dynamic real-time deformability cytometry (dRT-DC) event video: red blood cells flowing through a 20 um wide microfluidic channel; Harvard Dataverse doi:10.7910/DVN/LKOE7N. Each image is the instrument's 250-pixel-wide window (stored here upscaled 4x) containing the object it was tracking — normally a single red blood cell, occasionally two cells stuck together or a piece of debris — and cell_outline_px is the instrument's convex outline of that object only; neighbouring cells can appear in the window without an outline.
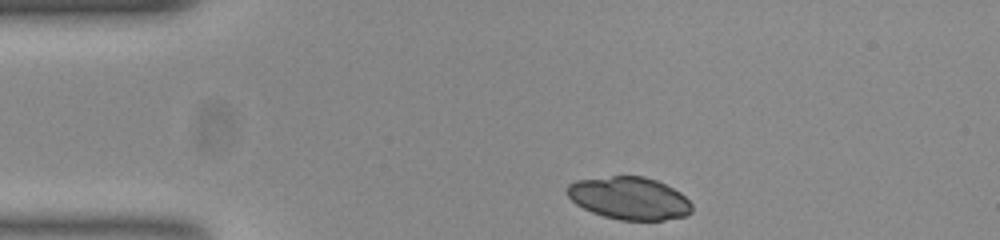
{"species": "common noctule bat (a hibernating species)", "species_latin": "Nyctalus noctula", "temperature_condition": "room temperature", "stored_images_in_passage": 35, "camera_frame_rate_fps": 3000, "um_per_image_px": 0.085, "animal": {"sex": "female", "body_mass_g": 23.0, "forearm_length_mm": 53.4}, "frame": {"image": 1, "passage_image": 1, "time_ms": 0.0, "image_size_px": [1000, 240], "cell_outline_px": [[692, 212], [684, 216], [664, 220], [620, 220], [604, 216], [592, 212], [576, 204], [568, 196], [568, 184], [576, 180], [612, 176], [644, 176], [656, 180], [680, 192], [692, 204]], "centroid_in_image_um": [53.5, 16.85], "position_along_channel_um": 31.5, "area_um2": 30.81}}
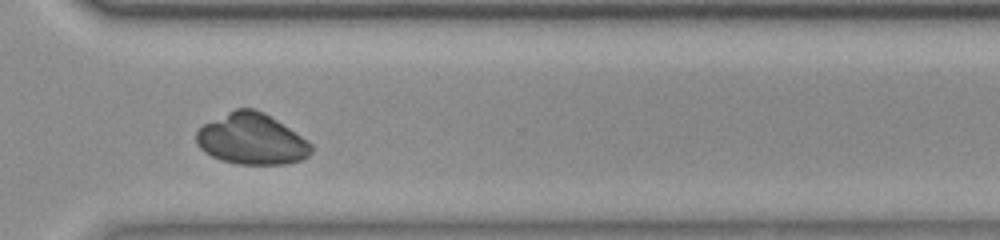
{"frame": {"image": 2, "passage_image": 30, "time_ms": 9.667, "image_size_px": [1000, 240], "cell_outline_px": [[312, 152], [308, 156], [300, 160], [284, 164], [236, 164], [220, 160], [212, 156], [200, 148], [196, 140], [196, 132], [204, 124], [236, 108], [252, 108], [264, 112], [312, 144]], "centroid_in_image_um": [21.37, 11.83], "position_along_channel_um": 349.2, "area_um2": 33.76}}
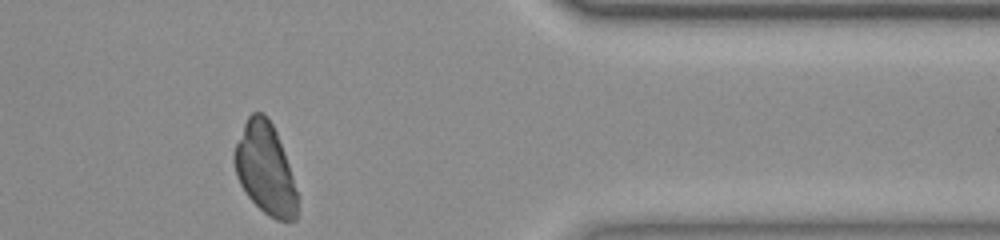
{"frame": {"image": 3, "passage_image": 35, "time_ms": 11.333, "image_size_px": [1000, 240], "cell_outline_px": [[296, 220], [276, 220], [268, 216], [248, 196], [240, 184], [236, 176], [232, 160], [232, 152], [244, 124], [248, 116], [252, 112], [260, 112], [268, 116], [276, 132], [284, 152], [288, 164], [296, 192]], "centroid_in_image_um": [22.49, 14.32], "position_along_channel_um": 388.9, "area_um2": 33.18}}